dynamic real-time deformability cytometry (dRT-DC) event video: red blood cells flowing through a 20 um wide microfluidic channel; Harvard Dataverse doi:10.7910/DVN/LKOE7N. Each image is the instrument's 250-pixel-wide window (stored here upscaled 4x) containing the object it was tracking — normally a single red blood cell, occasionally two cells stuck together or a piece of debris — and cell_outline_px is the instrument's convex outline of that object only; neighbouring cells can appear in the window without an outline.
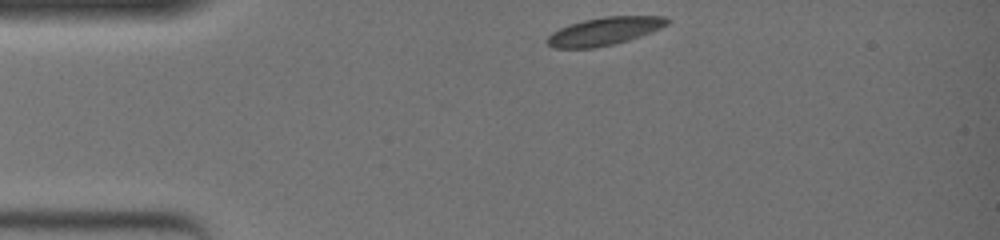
{"species": "common noctule bat (a hibernating species)", "species_latin": "Nyctalus noctula", "temperature_condition": "warm", "stored_images_in_passage": 37, "camera_frame_rate_fps": 3000, "um_per_image_px": 0.085, "animal": {"sex": "female", "body_mass_g": 19.0, "forearm_length_mm": 51.5}, "frame": {"image": 1, "passage_image": 1, "time_ms": 0.0, "image_size_px": [1000, 240], "cell_outline_px": [[672, 20], [668, 24], [652, 32], [628, 40], [596, 48], [552, 48], [544, 40], [552, 32], [560, 28], [584, 20], [604, 16], [664, 16]], "centroid_in_image_um": [51.38, 2.65], "position_along_channel_um": 33.6, "area_um2": 19.54}}
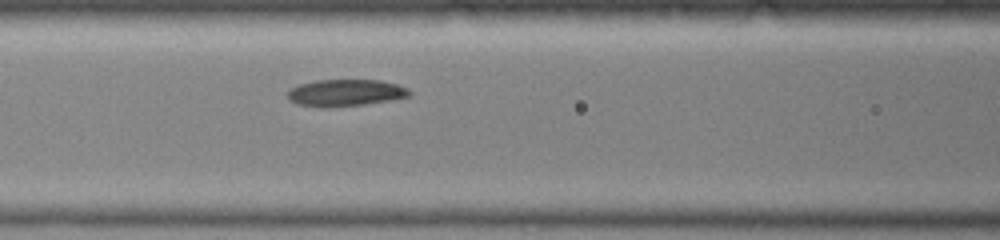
{"frame": {"image": 2, "passage_image": 13, "time_ms": 4.0, "image_size_px": [1000, 240], "cell_outline_px": [[412, 92], [408, 96], [392, 100], [364, 104], [328, 108], [316, 108], [296, 104], [288, 100], [288, 92], [292, 88], [300, 84], [316, 80], [380, 80], [396, 84], [408, 88]], "centroid_in_image_um": [29.34, 7.9], "position_along_channel_um": 137.3, "area_um2": 19.25}}
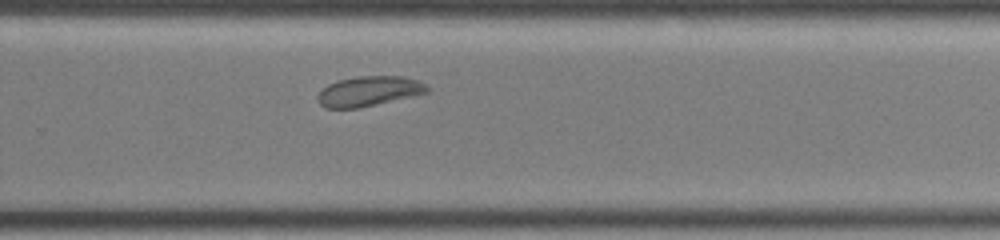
{"frame": {"image": 3, "passage_image": 26, "time_ms": 8.333, "image_size_px": [1000, 240], "cell_outline_px": [[428, 92], [412, 96], [360, 108], [324, 108], [316, 100], [316, 96], [328, 84], [340, 80], [360, 76], [400, 76], [416, 80], [424, 84], [428, 88]], "centroid_in_image_um": [31.31, 7.76], "position_along_channel_um": 298.5, "area_um2": 18.9}, "authors_computed_cell_mechanics": {"area_um2": 19.5364, "velocity_mm_per_s": 3.7365, "shape_relaxation_time_tau1_ms": 9.5253, "shape_relaxation_time_tau2_ms": 1.4489, "deformation_change_tau1": 0.2232, "deformation_change_tau2": 0.0461}}